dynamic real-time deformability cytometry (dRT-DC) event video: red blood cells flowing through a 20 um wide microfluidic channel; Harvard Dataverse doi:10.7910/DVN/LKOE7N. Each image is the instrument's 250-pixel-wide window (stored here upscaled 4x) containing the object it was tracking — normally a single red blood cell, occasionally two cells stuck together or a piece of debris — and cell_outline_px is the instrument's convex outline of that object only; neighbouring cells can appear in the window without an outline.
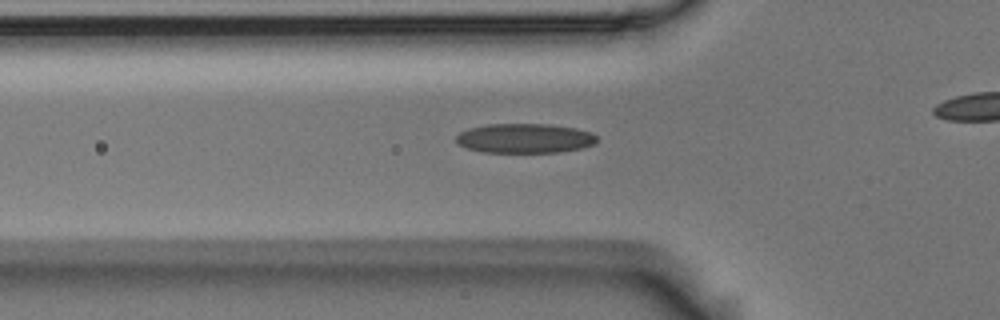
{"species": "Egyptian fruit bat (a non-hibernating species)", "species_latin": "Rousettus aegyptiacus", "temperature_condition": "room temperature", "stored_images_in_passage": 44, "camera_frame_rate_fps": 3000, "um_per_image_px": 0.085, "animal": {"sex": "male"}, "frame": {"image": 1, "passage_image": 18, "time_ms": 5.667, "image_size_px": [1000, 320], "cell_outline_px": [[596, 144], [580, 148], [556, 152], [484, 152], [468, 148], [460, 144], [456, 140], [456, 136], [460, 132], [468, 128], [488, 124], [548, 124], [576, 128], [592, 132], [596, 136]], "centroid_in_image_um": [44.62, 11.74], "position_along_channel_um": 81.2, "area_um2": 24.1}}
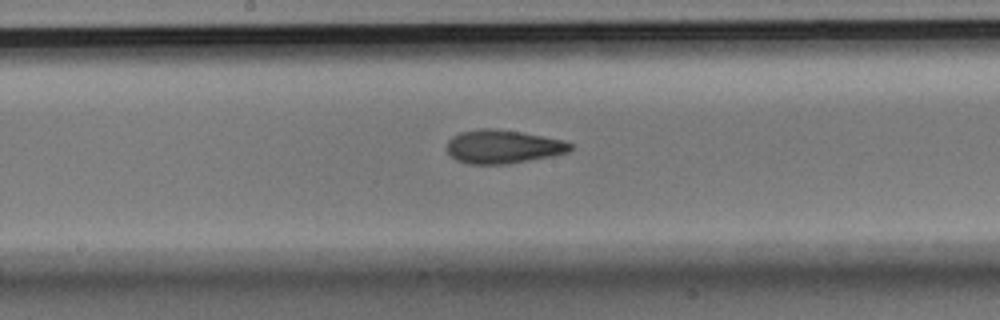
{"frame": {"image": 2, "passage_image": 28, "time_ms": 9.0, "image_size_px": [1000, 320], "cell_outline_px": [[572, 148], [568, 152], [508, 164], [468, 164], [456, 160], [448, 152], [448, 140], [452, 136], [460, 132], [480, 128], [492, 128], [520, 132], [560, 140], [572, 144]], "centroid_in_image_um": [42.69, 12.46], "position_along_channel_um": 205.5, "area_um2": 23.76}}
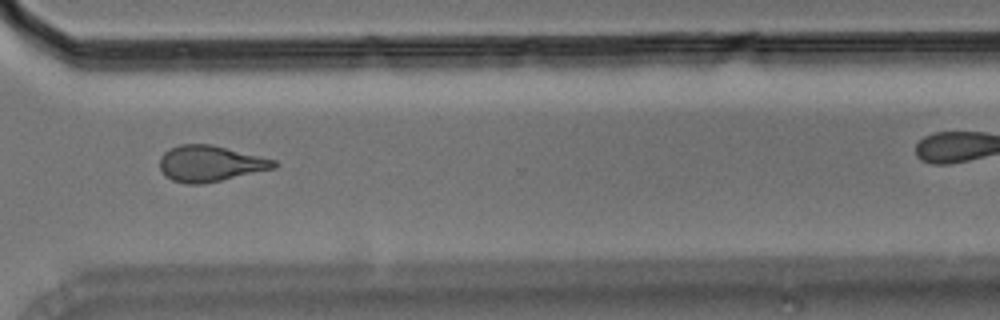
{"frame": {"image": 3, "passage_image": 40, "time_ms": 13.0, "image_size_px": [1000, 320], "cell_outline_px": [[276, 168], [204, 184], [184, 184], [172, 180], [164, 176], [160, 168], [160, 156], [164, 152], [180, 144], [212, 144], [276, 160]], "centroid_in_image_um": [17.84, 13.91], "position_along_channel_um": 352.8, "area_um2": 24.04}}